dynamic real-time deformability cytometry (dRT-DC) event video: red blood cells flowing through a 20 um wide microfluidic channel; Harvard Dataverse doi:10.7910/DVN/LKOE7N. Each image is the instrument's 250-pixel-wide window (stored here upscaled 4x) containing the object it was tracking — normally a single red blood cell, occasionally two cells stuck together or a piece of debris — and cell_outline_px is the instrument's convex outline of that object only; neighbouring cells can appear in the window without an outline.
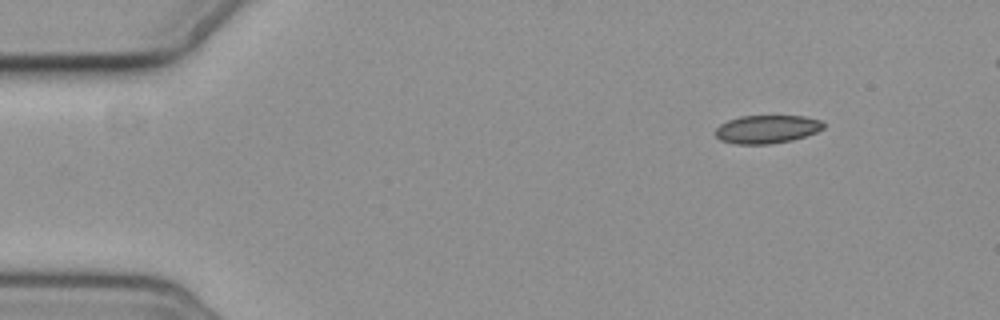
{"species": "common noctule bat (a hibernating species)", "species_latin": "Nyctalus noctula", "temperature_condition": "cold", "stored_images_in_passage": 7, "camera_frame_rate_fps": 3000, "um_per_image_px": 0.085, "animal": {"sex": "female", "body_mass_g": 19.3, "forearm_length_mm": 54.1}, "frame": {"image": 1, "passage_image": 7, "time_ms": 7.0, "image_size_px": [1000, 320], "cell_outline_px": [[824, 128], [816, 132], [792, 140], [768, 144], [736, 144], [720, 140], [712, 132], [720, 124], [728, 120], [740, 116], [804, 116], [820, 120], [824, 124]], "centroid_in_image_um": [65.14, 10.98], "position_along_channel_um": 19.9, "area_um2": 17.8}}